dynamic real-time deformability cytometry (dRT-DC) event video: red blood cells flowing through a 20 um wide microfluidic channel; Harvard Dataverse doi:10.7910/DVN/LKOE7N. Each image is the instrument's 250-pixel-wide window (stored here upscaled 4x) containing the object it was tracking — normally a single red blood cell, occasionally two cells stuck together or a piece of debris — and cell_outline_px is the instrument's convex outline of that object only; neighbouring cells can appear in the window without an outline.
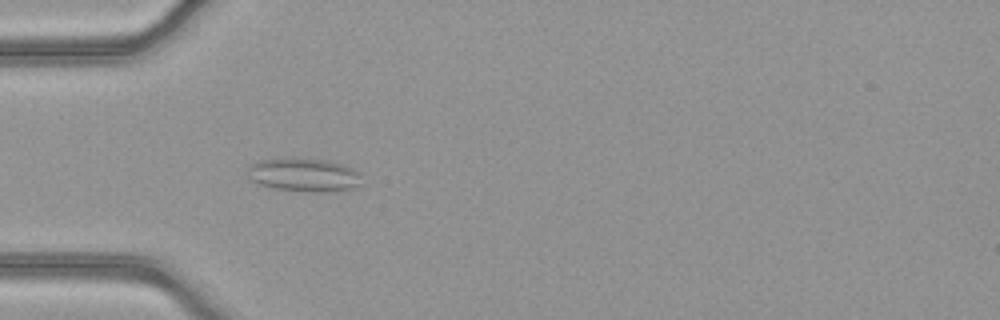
{"species": "common noctule bat (a hibernating species)", "species_latin": "Nyctalus noctula", "temperature_condition": "warm", "stored_images_in_passage": 38, "camera_frame_rate_fps": 3000, "um_per_image_px": 0.085, "animal": {"sex": "female", "body_mass_g": 21.9}, "frame": {"image": 1, "passage_image": 3, "time_ms": 0.667, "image_size_px": [1000, 320], "cell_outline_px": [[364, 184], [356, 188], [336, 192], [312, 192], [276, 188], [256, 184], [248, 176], [248, 164], [256, 160], [288, 156], [296, 156], [328, 160], [352, 168], [360, 172]], "centroid_in_image_um": [25.85, 14.84], "position_along_channel_um": 59.1, "area_um2": 23.35}}
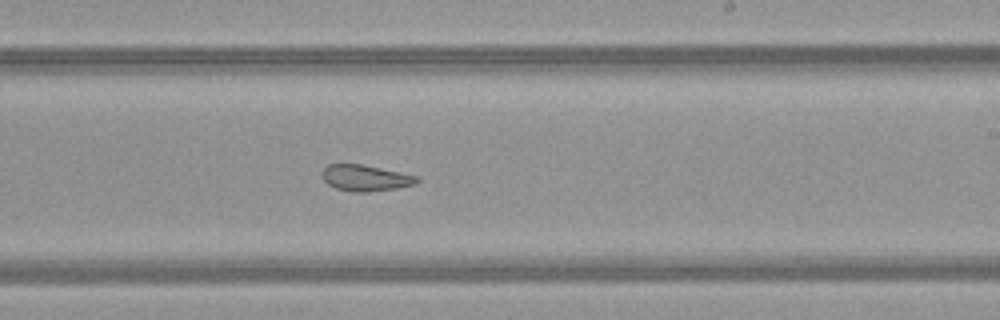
{"frame": {"image": 2, "passage_image": 18, "time_ms": 5.667, "image_size_px": [1000, 320], "cell_outline_px": [[420, 180], [416, 184], [396, 188], [368, 192], [356, 192], [336, 188], [328, 184], [320, 176], [320, 172], [328, 164], [360, 164], [420, 176]], "centroid_in_image_um": [31.06, 15.12], "position_along_channel_um": 257.9, "area_um2": 14.51}}
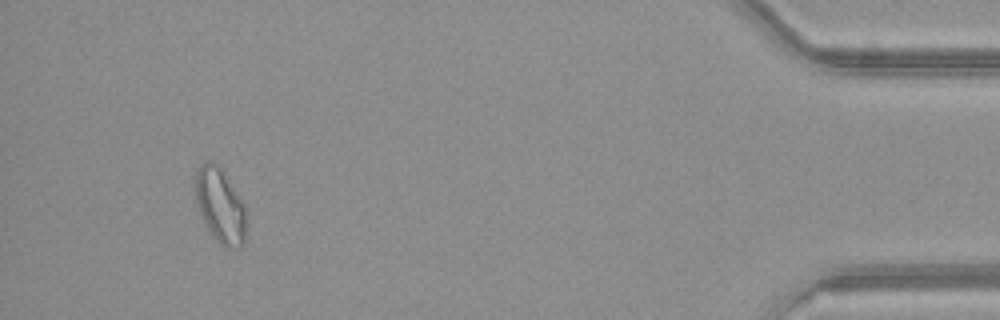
{"frame": {"image": 3, "passage_image": 35, "time_ms": 11.333, "image_size_px": [1000, 320], "cell_outline_px": [[244, 244], [240, 248], [228, 248], [220, 244], [216, 240], [204, 224], [200, 216], [196, 204], [196, 168], [200, 164], [208, 160], [212, 160], [220, 168], [244, 204]], "centroid_in_image_um": [18.67, 17.48], "position_along_channel_um": 416.5, "area_um2": 21.85}, "authors_computed_cell_mechanics": {"area_um2": 16.2418, "velocity_mm_per_s": 4.0339, "shape_relaxation_time_tau1_ms": null, "shape_relaxation_time_tau2_ms": 2.0757, "deformation_change_tau1": null, "deformation_change_tau2": 0.08}}